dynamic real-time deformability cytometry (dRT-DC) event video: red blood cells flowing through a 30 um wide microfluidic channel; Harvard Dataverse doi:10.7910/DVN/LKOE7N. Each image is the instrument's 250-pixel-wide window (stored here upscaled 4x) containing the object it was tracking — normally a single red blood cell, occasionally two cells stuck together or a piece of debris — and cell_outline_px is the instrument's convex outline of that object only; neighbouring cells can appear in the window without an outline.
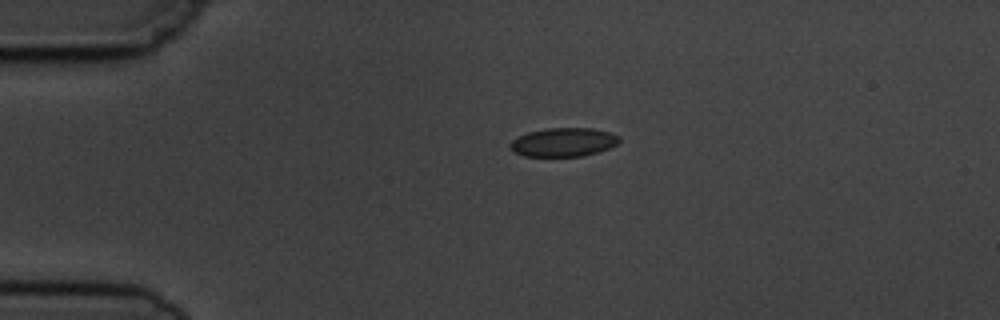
{"species": "common noctule bat (a hibernating species)", "species_latin": "Nyctalus noctula", "temperature_condition": "cold", "stored_images_in_passage": 3, "camera_frame_rate_fps": 3000, "um_per_image_px": 0.085, "animal": {"sex": "male", "body_mass_g": 19.5, "forearm_length_mm": 54.6}, "frame": {"image": 1, "passage_image": 1, "time_ms": 0.0, "image_size_px": [1000, 320], "cell_outline_px": [[620, 140], [616, 144], [608, 148], [584, 156], [524, 156], [512, 152], [512, 140], [528, 132], [544, 128], [592, 128], [608, 132], [620, 136]], "centroid_in_image_um": [47.9, 12.08], "position_along_channel_um": 37.1, "area_um2": 18.09}}
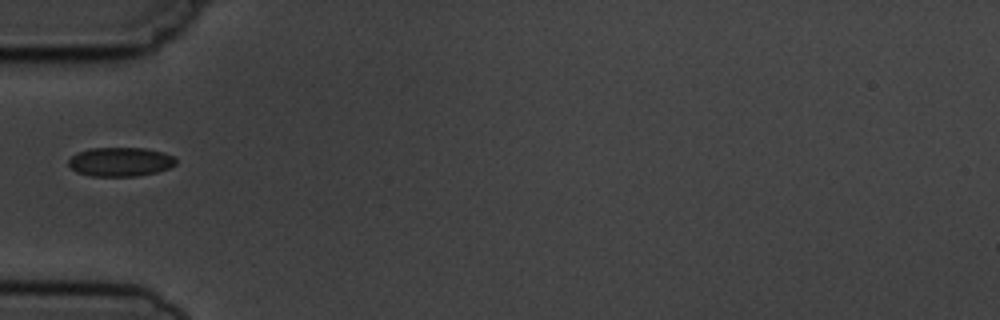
{"frame": {"image": 2, "passage_image": 3, "time_ms": 2.0, "image_size_px": [1000, 320], "cell_outline_px": [[176, 164], [168, 168], [156, 172], [136, 176], [92, 176], [76, 172], [68, 164], [68, 160], [76, 152], [92, 148], [144, 148], [164, 152], [176, 156]], "centroid_in_image_um": [10.24, 13.75], "position_along_channel_um": 74.8, "area_um2": 18.26}}